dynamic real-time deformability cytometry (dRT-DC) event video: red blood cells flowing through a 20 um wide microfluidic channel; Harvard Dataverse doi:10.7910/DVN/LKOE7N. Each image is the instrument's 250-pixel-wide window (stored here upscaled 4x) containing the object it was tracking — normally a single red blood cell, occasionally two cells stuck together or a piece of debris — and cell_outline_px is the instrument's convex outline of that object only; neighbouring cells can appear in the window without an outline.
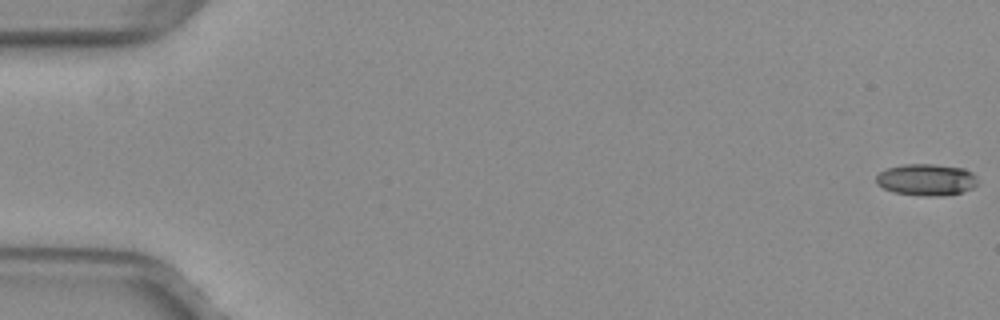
{"species": "common noctule bat (a hibernating species)", "species_latin": "Nyctalus noctula", "temperature_condition": "warm", "stored_images_in_passage": 53, "camera_frame_rate_fps": 3000, "um_per_image_px": 0.085, "animal": {"sex": "female", "body_mass_g": 29.2, "forearm_length_mm": 56.3}, "frame": {"image": 1, "passage_image": 1, "time_ms": 0.0, "image_size_px": [1000, 320], "cell_outline_px": [[976, 184], [972, 188], [960, 192], [936, 196], [896, 192], [884, 188], [876, 184], [876, 176], [880, 172], [888, 168], [904, 164], [936, 164], [964, 168], [972, 172], [976, 176]], "centroid_in_image_um": [78.74, 15.25], "position_along_channel_um": 6.3, "area_um2": 18.38}}
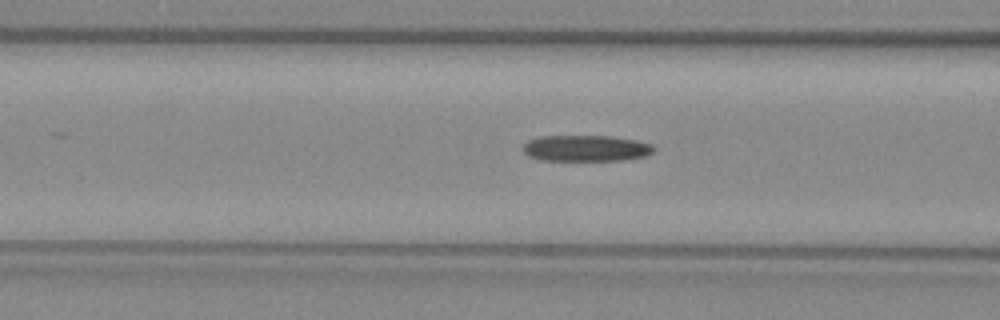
{"frame": {"image": 2, "passage_image": 22, "time_ms": 7.0, "image_size_px": [1000, 320], "cell_outline_px": [[656, 148], [648, 156], [624, 160], [544, 160], [528, 156], [520, 148], [528, 140], [540, 136], [612, 136], [636, 140], [652, 144]], "centroid_in_image_um": [49.82, 12.6], "position_along_channel_um": 116.8, "area_um2": 20.11}}
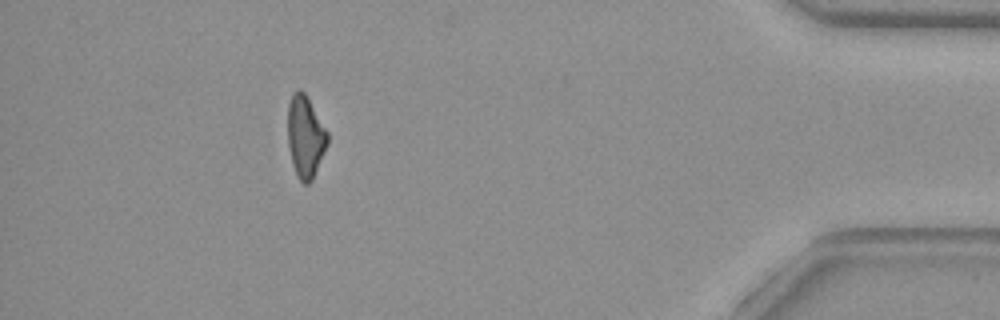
{"frame": {"image": 3, "passage_image": 48, "time_ms": 15.667, "image_size_px": [1000, 320], "cell_outline_px": [[328, 144], [312, 180], [308, 184], [304, 184], [296, 176], [292, 164], [288, 148], [288, 104], [292, 92], [300, 88], [304, 92], [328, 132]], "centroid_in_image_um": [25.94, 11.62], "position_along_channel_um": 409.3, "area_um2": 19.07}}